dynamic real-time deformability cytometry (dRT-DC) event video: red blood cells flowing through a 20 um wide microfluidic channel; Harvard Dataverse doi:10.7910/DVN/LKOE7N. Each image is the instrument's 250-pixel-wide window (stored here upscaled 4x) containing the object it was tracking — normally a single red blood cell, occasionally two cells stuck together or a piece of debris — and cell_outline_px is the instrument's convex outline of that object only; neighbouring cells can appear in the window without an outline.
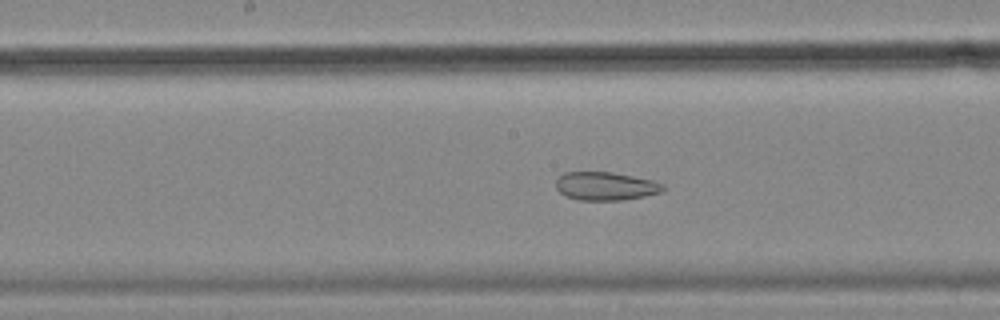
{"species": "common noctule bat (a hibernating species)", "species_latin": "Nyctalus noctula", "temperature_condition": "cold", "stored_images_in_passage": 31, "camera_frame_rate_fps": 3000, "um_per_image_px": 0.085, "animal": {"sex": "female", "body_mass_g": 18.4}, "frame": {"image": 1, "passage_image": 14, "time_ms": 4.333, "image_size_px": [1000, 320], "cell_outline_px": [[664, 192], [624, 200], [580, 200], [564, 196], [556, 188], [556, 180], [564, 172], [612, 172], [656, 180], [664, 184]], "centroid_in_image_um": [51.51, 15.82], "position_along_channel_um": 196.7, "area_um2": 17.92}}
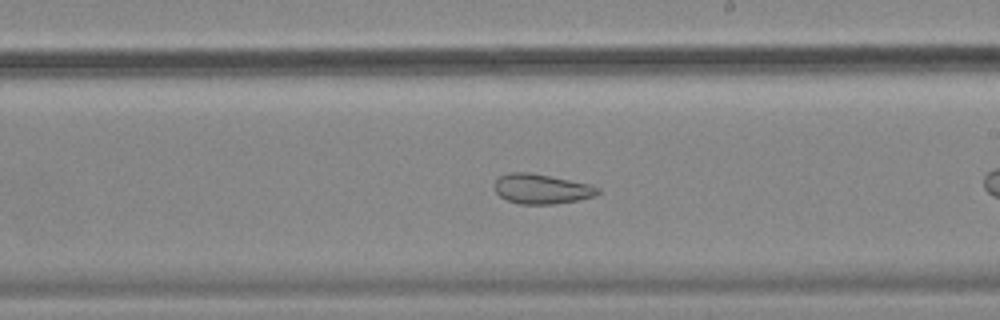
{"frame": {"image": 2, "passage_image": 18, "time_ms": 5.667, "image_size_px": [1000, 320], "cell_outline_px": [[600, 192], [596, 196], [556, 204], [520, 204], [508, 200], [500, 196], [496, 192], [492, 184], [500, 176], [508, 172], [528, 172], [592, 184], [600, 188]], "centroid_in_image_um": [46.04, 16.05], "position_along_channel_um": 243.0, "area_um2": 18.09}}